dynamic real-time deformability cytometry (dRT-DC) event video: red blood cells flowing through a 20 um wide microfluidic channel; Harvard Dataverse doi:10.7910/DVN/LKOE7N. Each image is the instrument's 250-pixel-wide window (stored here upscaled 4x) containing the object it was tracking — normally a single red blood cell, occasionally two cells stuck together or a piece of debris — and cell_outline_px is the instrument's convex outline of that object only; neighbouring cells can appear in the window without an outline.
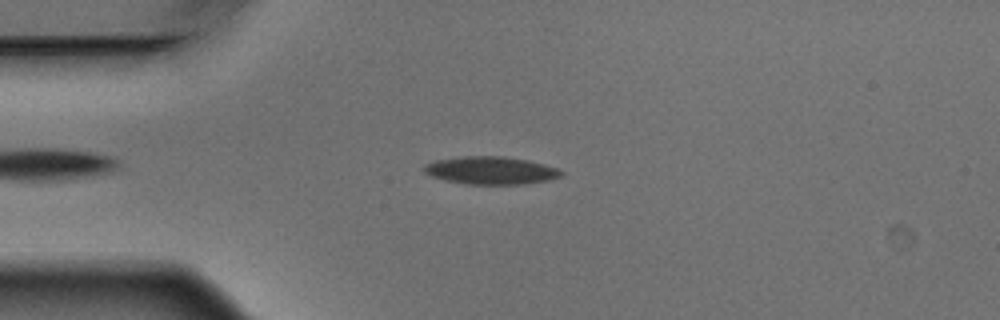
{"species": "Egyptian fruit bat (a non-hibernating species)", "species_latin": "Rousettus aegyptiacus", "temperature_condition": "warm", "stored_images_in_passage": 5, "camera_frame_rate_fps": 3000, "um_per_image_px": 0.085, "animal": {"sex": "male"}, "frame": {"image": 1, "passage_image": 4, "time_ms": 1.0, "image_size_px": [1000, 320], "cell_outline_px": [[564, 172], [560, 176], [548, 180], [524, 184], [464, 184], [444, 180], [432, 176], [424, 172], [424, 164], [432, 160], [460, 156], [500, 156], [528, 160], [544, 164], [556, 168]], "centroid_in_image_um": [41.67, 14.48], "position_along_channel_um": 43.3, "area_um2": 22.25}}